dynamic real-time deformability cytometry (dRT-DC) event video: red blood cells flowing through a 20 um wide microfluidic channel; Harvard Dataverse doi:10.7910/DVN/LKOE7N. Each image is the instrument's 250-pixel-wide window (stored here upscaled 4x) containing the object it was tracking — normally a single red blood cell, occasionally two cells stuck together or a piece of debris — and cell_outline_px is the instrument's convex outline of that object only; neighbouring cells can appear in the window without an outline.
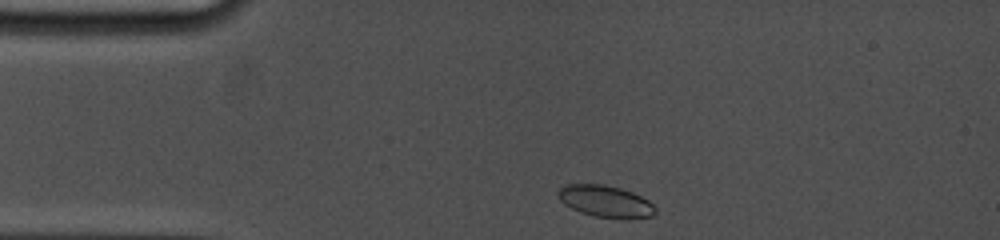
{"species": "common noctule bat (a hibernating species)", "species_latin": "Nyctalus noctula", "temperature_condition": "cold", "stored_images_in_passage": 7, "camera_frame_rate_fps": 5000, "um_per_image_px": 0.085, "animal": {"sex": "female", "body_mass_g": 19.0, "forearm_length_mm": 53.3}, "frame": {"image": 1, "passage_image": 1, "time_ms": 0.0, "image_size_px": [1000, 240], "cell_outline_px": [[656, 212], [652, 216], [628, 220], [620, 220], [596, 216], [580, 212], [564, 204], [560, 200], [556, 192], [564, 184], [604, 184], [620, 188], [632, 192], [648, 200], [656, 208]], "centroid_in_image_um": [51.48, 17.13], "position_along_channel_um": 33.5, "area_um2": 18.32}}
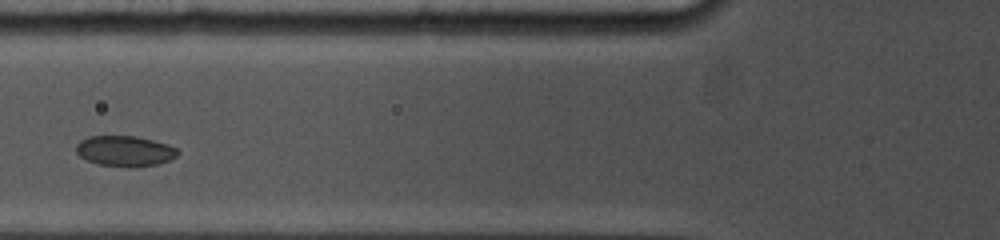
{"frame": {"image": 2, "passage_image": 4, "time_ms": 3.2, "image_size_px": [1000, 240], "cell_outline_px": [[180, 152], [176, 156], [168, 160], [156, 164], [96, 164], [80, 156], [76, 152], [76, 144], [80, 140], [88, 136], [136, 136], [168, 144], [176, 148]], "centroid_in_image_um": [10.58, 12.78], "position_along_channel_um": 115.2, "area_um2": 17.28}}
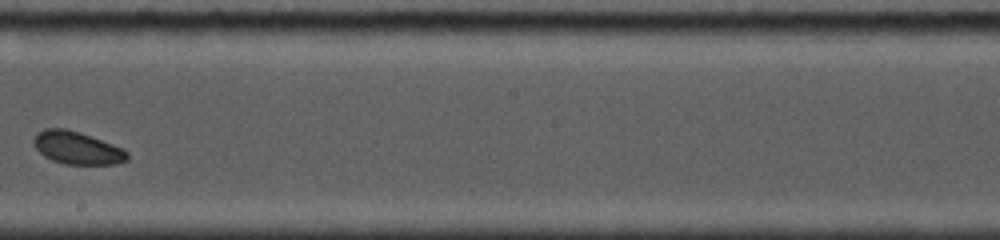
{"frame": {"image": 3, "passage_image": 7, "time_ms": 6.6, "image_size_px": [1000, 240], "cell_outline_px": [[128, 160], [116, 164], [64, 164], [52, 160], [44, 156], [32, 144], [32, 140], [44, 128], [64, 128], [80, 132], [124, 148], [128, 152]], "centroid_in_image_um": [6.57, 12.57], "position_along_channel_um": 241.6, "area_um2": 17.86}}